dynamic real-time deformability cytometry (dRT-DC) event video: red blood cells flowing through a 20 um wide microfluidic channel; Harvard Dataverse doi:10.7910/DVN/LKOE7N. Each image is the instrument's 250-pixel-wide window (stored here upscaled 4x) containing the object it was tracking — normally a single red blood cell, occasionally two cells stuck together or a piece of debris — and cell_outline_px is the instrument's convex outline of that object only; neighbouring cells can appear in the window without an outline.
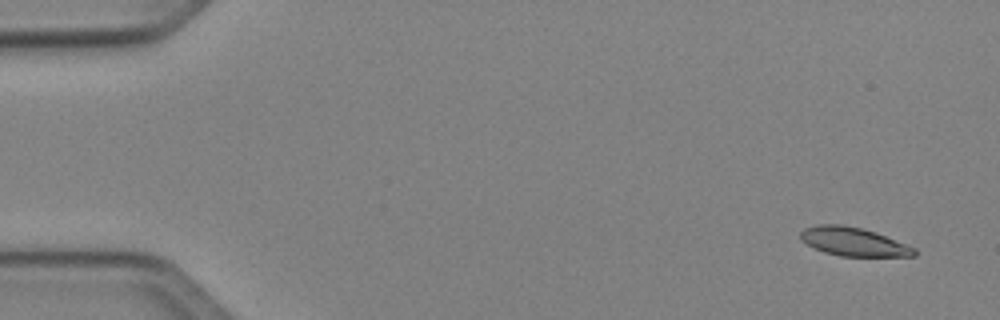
{"species": "Egyptian fruit bat (a non-hibernating species)", "species_latin": "Rousettus aegyptiacus", "temperature_condition": "cold", "stored_images_in_passage": 51, "camera_frame_rate_fps": 3000, "um_per_image_px": 0.085, "animal": {"sex": "female"}, "frame": {"image": 1, "passage_image": 3, "time_ms": 0.667, "image_size_px": [1000, 320], "cell_outline_px": [[916, 256], [840, 256], [824, 252], [800, 240], [800, 232], [804, 228], [816, 224], [840, 224], [860, 228], [876, 232], [916, 248]], "centroid_in_image_um": [72.53, 20.54], "position_along_channel_um": 12.5, "area_um2": 18.9}}
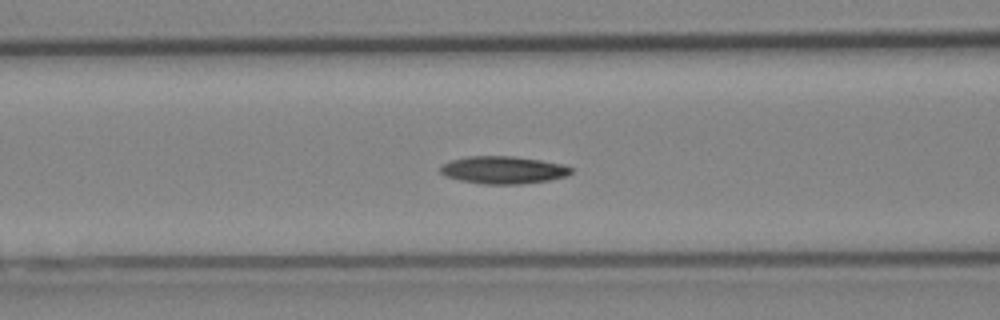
{"frame": {"image": 2, "passage_image": 21, "time_ms": 6.667, "image_size_px": [1000, 320], "cell_outline_px": [[572, 172], [568, 176], [548, 180], [520, 184], [480, 184], [460, 180], [444, 176], [440, 172], [440, 168], [444, 164], [452, 160], [468, 156], [512, 156], [540, 160], [564, 164], [572, 168]], "centroid_in_image_um": [42.79, 14.45], "position_along_channel_um": 123.8, "area_um2": 20.98}}
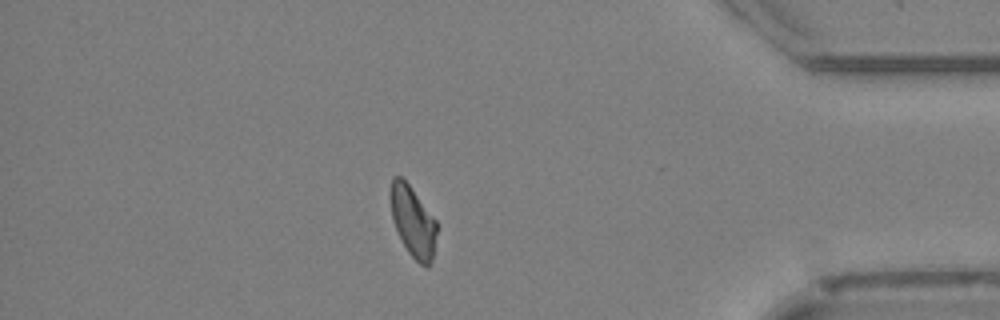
{"frame": {"image": 3, "passage_image": 44, "time_ms": 14.333, "image_size_px": [1000, 320], "cell_outline_px": [[436, 232], [432, 260], [428, 268], [420, 264], [408, 252], [396, 228], [392, 216], [392, 176], [400, 176], [408, 184], [436, 220]], "centroid_in_image_um": [35.12, 18.87], "position_along_channel_um": 400.1, "area_um2": 18.26}, "authors_computed_cell_mechanics": {"area_um2": 19.8832, "velocity_mm_per_s": 4.0392, "shape_relaxation_time_tau1_ms": 6.3733, "shape_relaxation_time_tau2_ms": null, "deformation_change_tau1": 0.1442, "deformation_change_tau2": null}}